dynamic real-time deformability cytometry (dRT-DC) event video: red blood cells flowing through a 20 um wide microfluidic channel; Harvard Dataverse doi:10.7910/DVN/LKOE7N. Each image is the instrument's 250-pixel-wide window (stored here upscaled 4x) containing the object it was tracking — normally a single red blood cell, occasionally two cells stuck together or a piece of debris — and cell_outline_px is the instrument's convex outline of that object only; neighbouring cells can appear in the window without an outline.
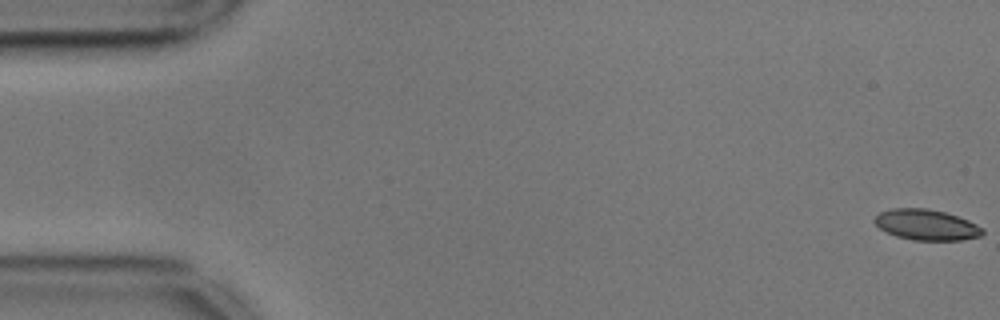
{"species": "common noctule bat (a hibernating species)", "species_latin": "Nyctalus noctula", "temperature_condition": "cold", "stored_images_in_passage": 56, "camera_frame_rate_fps": 3000, "um_per_image_px": 0.085, "animal": {"sex": "male", "body_mass_g": 17.9, "forearm_length_mm": 54.2}, "frame": {"image": 1, "passage_image": 1, "time_ms": 0.0, "image_size_px": [1000, 320], "cell_outline_px": [[984, 232], [980, 236], [960, 240], [912, 240], [896, 236], [880, 228], [872, 220], [880, 212], [892, 208], [928, 208], [944, 212], [968, 220], [984, 228]], "centroid_in_image_um": [78.74, 19.1], "position_along_channel_um": 6.3, "area_um2": 19.25}}
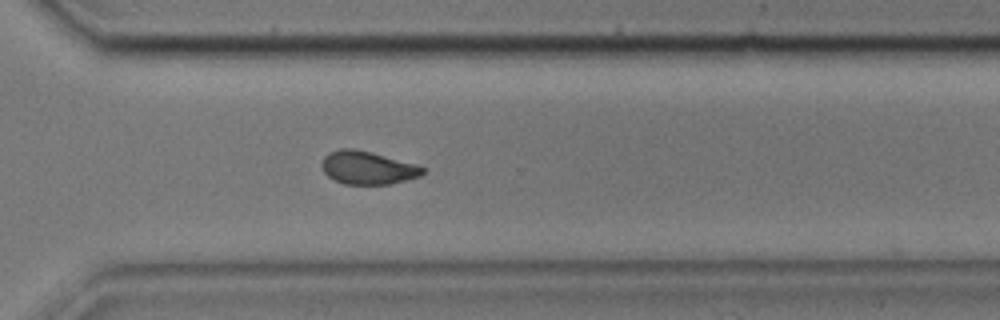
{"frame": {"image": 2, "passage_image": 40, "time_ms": 13.0, "image_size_px": [1000, 320], "cell_outline_px": [[424, 172], [420, 176], [388, 184], [344, 184], [332, 180], [324, 172], [324, 156], [328, 152], [340, 148], [352, 148], [372, 152], [416, 164], [424, 168]], "centroid_in_image_um": [31.24, 14.25], "position_along_channel_um": 339.4, "area_um2": 19.31}}
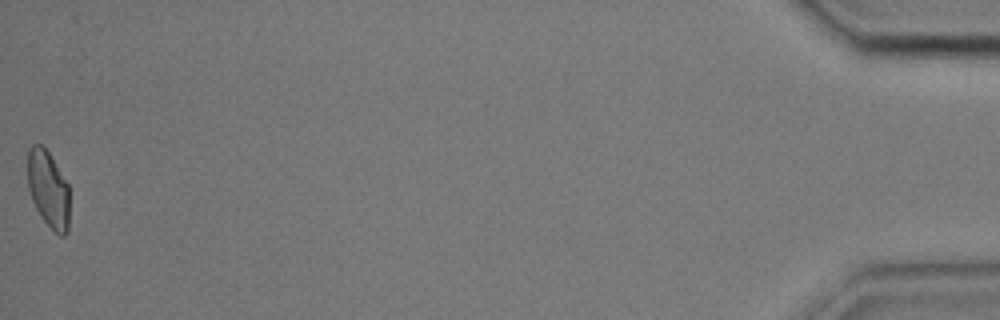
{"frame": {"image": 3, "passage_image": 56, "time_ms": 18.333, "image_size_px": [1000, 320], "cell_outline_px": [[68, 232], [64, 236], [60, 236], [44, 220], [36, 208], [32, 200], [28, 188], [28, 148], [32, 144], [40, 144], [48, 152], [68, 184]], "centroid_in_image_um": [4.09, 16.07], "position_along_channel_um": 431.1, "area_um2": 18.44}, "authors_computed_cell_mechanics": {"area_um2": 19.7965, "velocity_mm_per_s": 3.5789, "shape_relaxation_time_tau1_ms": 7.4263, "shape_relaxation_time_tau2_ms": 3.1161, "deformation_change_tau1": 0.1339, "deformation_change_tau2": 0.0784}}